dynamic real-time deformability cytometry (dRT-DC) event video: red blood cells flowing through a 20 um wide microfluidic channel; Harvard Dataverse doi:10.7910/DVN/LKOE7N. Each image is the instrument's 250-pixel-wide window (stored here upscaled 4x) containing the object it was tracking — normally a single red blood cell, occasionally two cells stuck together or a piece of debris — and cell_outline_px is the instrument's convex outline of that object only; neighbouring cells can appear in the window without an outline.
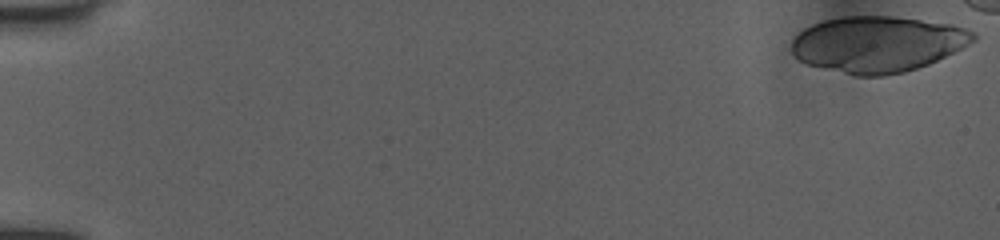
{"species": "human", "species_latin": "Homo sapiens", "temperature_condition": "room temperature", "stored_images_in_passage": 48, "camera_frame_rate_fps": 3000, "um_per_image_px": 0.085, "donor": {"sex": "female"}, "frame": {"image": 1, "passage_image": 1, "time_ms": 0.0, "image_size_px": [1000, 240], "cell_outline_px": [[976, 40], [928, 64], [904, 72], [884, 76], [856, 76], [808, 64], [800, 60], [788, 48], [792, 40], [804, 28], [812, 24], [824, 20], [844, 16], [892, 16], [952, 24], [976, 32]], "centroid_in_image_um": [74.57, 3.74], "position_along_channel_um": 10.4, "area_um2": 59.13}}
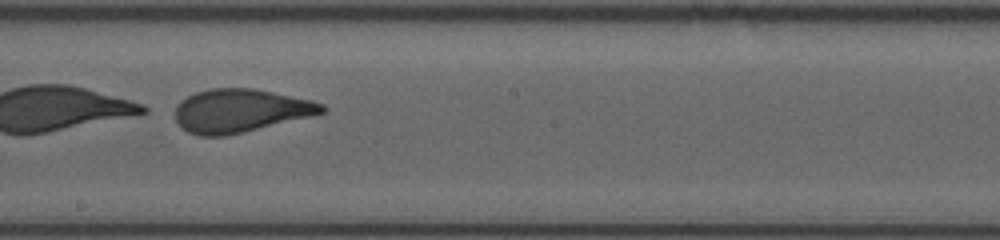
{"frame": {"image": 2, "passage_image": 31, "time_ms": 10.0, "image_size_px": [1000, 240], "cell_outline_px": [[328, 108], [324, 112], [312, 116], [224, 136], [200, 136], [188, 132], [176, 120], [176, 104], [180, 100], [196, 92], [212, 88], [252, 88], [312, 100], [324, 104]], "centroid_in_image_um": [20.44, 9.4], "position_along_channel_um": 227.8, "area_um2": 36.76}}